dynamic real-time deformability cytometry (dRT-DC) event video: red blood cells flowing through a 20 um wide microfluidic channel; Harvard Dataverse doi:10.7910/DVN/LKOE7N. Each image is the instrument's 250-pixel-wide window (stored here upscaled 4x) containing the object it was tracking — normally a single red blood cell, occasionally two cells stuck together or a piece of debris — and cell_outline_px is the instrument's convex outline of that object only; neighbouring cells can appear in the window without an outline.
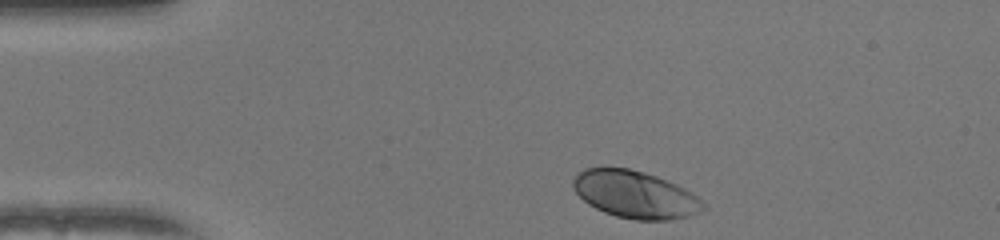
{"species": "human", "species_latin": "Homo sapiens", "temperature_condition": "warm", "stored_images_in_passage": 37, "camera_frame_rate_fps": 3000, "um_per_image_px": 0.085, "donor": {"sex": "female"}, "frame": {"image": 1, "passage_image": 1, "time_ms": 0.0, "image_size_px": [1000, 240], "cell_outline_px": [[704, 208], [700, 212], [688, 216], [668, 220], [636, 220], [616, 216], [604, 212], [588, 204], [572, 188], [572, 180], [584, 168], [628, 168], [644, 172], [668, 180], [692, 192], [704, 204]], "centroid_in_image_um": [53.98, 16.53], "position_along_channel_um": 31.0, "area_um2": 35.66}}
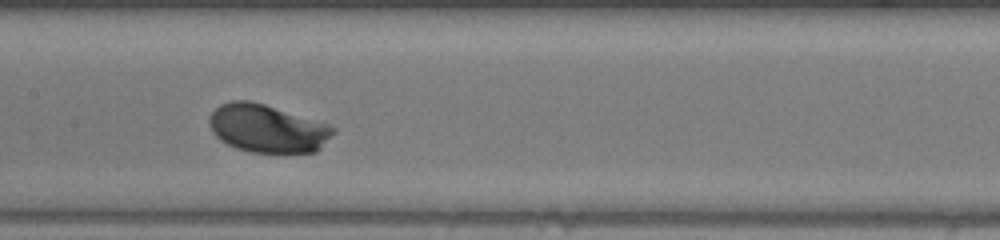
{"frame": {"image": 2, "passage_image": 17, "time_ms": 5.333, "image_size_px": [1000, 240], "cell_outline_px": [[336, 132], [316, 152], [248, 152], [236, 148], [220, 140], [212, 132], [208, 124], [208, 120], [212, 112], [220, 104], [232, 100], [248, 100], [264, 104], [328, 124], [336, 128]], "centroid_in_image_um": [22.71, 10.92], "position_along_channel_um": 184.7, "area_um2": 34.62}}
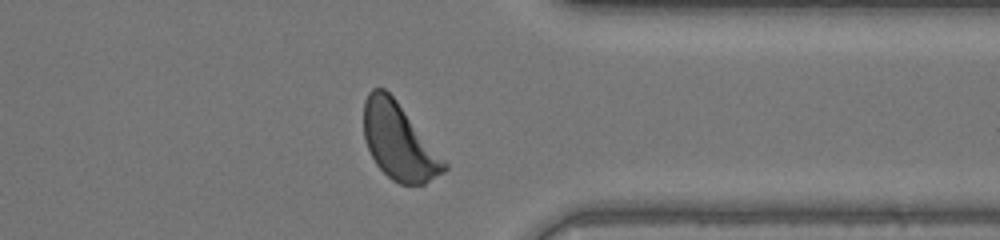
{"frame": {"image": 3, "passage_image": 32, "time_ms": 10.333, "image_size_px": [1000, 240], "cell_outline_px": [[448, 168], [444, 172], [424, 184], [400, 184], [392, 180], [376, 164], [364, 140], [364, 100], [368, 92], [372, 88], [384, 88], [396, 100], [448, 164]], "centroid_in_image_um": [33.89, 12.03], "position_along_channel_um": 377.5, "area_um2": 35.37}, "authors_computed_cell_mechanics": {"area_um2": 34.391, "velocity_mm_per_s": 3.9714, "shape_relaxation_time_tau1_ms": 1.1289, "shape_relaxation_time_tau2_ms": null, "deformation_change_tau1": 0.0995, "deformation_change_tau2": null}}